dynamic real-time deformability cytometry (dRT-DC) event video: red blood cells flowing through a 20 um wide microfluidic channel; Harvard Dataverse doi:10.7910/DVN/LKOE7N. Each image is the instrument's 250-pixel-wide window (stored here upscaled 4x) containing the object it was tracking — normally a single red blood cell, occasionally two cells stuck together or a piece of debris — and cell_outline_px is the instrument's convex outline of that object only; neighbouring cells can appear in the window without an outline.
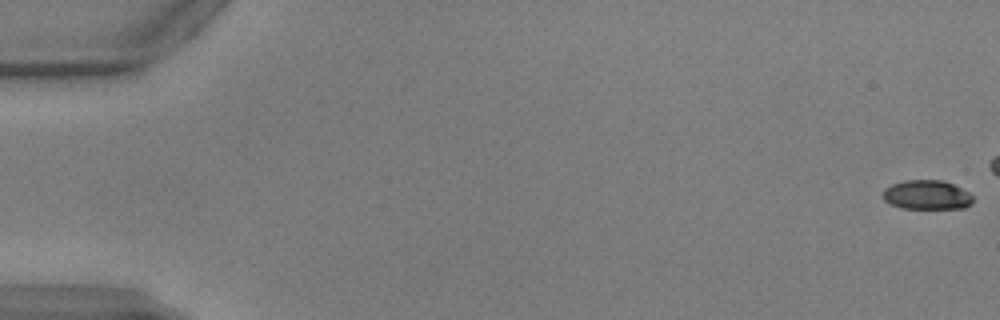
{"species": "common noctule bat (a hibernating species)", "species_latin": "Nyctalus noctula", "temperature_condition": "warm", "stored_images_in_passage": 43, "camera_frame_rate_fps": 3000, "um_per_image_px": 0.085, "animal": {"sex": "male", "body_mass_g": 17.9, "forearm_length_mm": 54.2}, "frame": {"image": 1, "passage_image": 1, "time_ms": 0.0, "image_size_px": [1000, 320], "cell_outline_px": [[972, 204], [964, 208], [900, 208], [888, 204], [880, 196], [884, 188], [892, 184], [904, 180], [944, 180], [968, 192], [972, 196]], "centroid_in_image_um": [78.72, 16.57], "position_along_channel_um": 6.3, "area_um2": 15.55}}
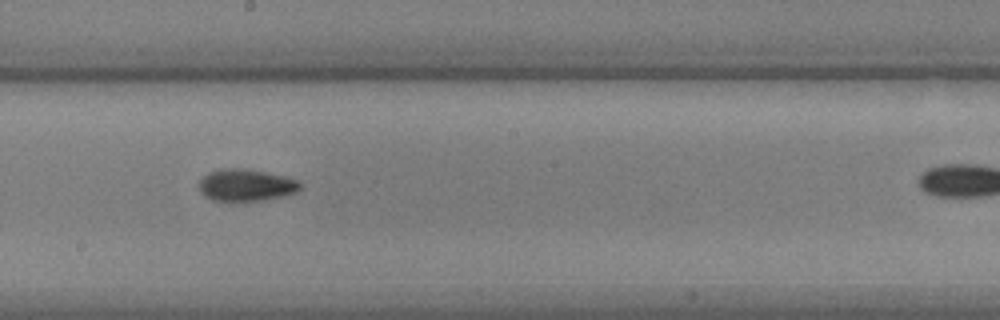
{"frame": {"image": 2, "passage_image": 30, "time_ms": 9.667, "image_size_px": [1000, 320], "cell_outline_px": [[300, 188], [296, 192], [284, 196], [264, 200], [212, 200], [204, 196], [200, 192], [200, 180], [208, 172], [224, 168], [244, 168], [284, 176], [300, 180]], "centroid_in_image_um": [20.92, 15.73], "position_along_channel_um": 227.3, "area_um2": 18.73}}
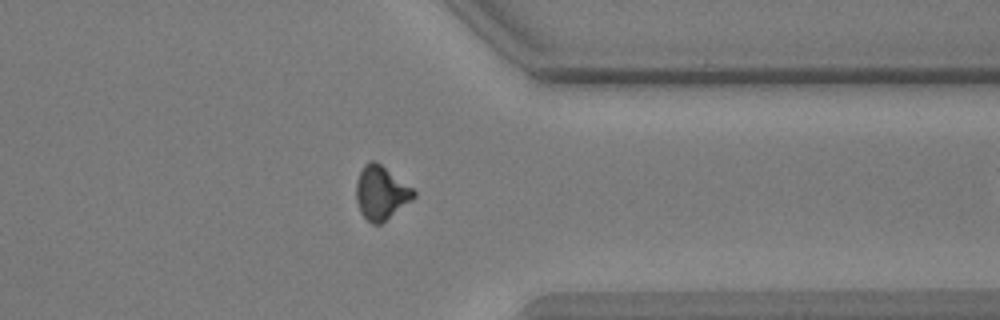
{"frame": {"image": 3, "passage_image": 42, "time_ms": 13.667, "image_size_px": [1000, 320], "cell_outline_px": [[416, 196], [412, 200], [380, 224], [372, 224], [360, 212], [356, 200], [356, 180], [364, 164], [372, 160], [376, 160], [412, 188], [416, 192]], "centroid_in_image_um": [32.37, 16.37], "position_along_channel_um": 379.0, "area_um2": 17.86}}